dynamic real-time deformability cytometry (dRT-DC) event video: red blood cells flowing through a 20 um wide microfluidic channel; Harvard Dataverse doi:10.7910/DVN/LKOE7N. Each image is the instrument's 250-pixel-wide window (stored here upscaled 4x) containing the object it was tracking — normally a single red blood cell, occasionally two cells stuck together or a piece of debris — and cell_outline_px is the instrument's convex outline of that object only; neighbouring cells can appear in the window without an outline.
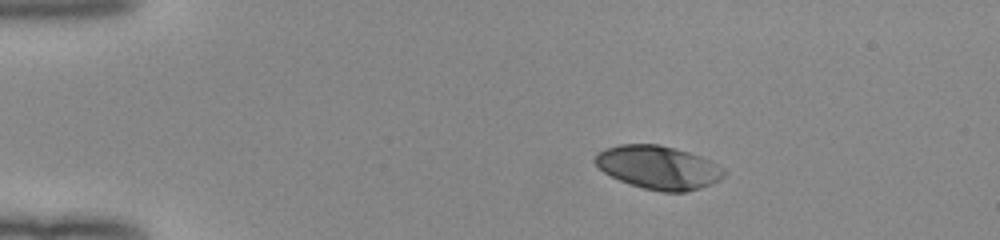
{"species": "human", "species_latin": "Homo sapiens", "temperature_condition": "room temperature", "stored_images_in_passage": 43, "camera_frame_rate_fps": 3000, "um_per_image_px": 0.085, "donor": {"sex": "female"}, "frame": {"image": 1, "passage_image": 1, "time_ms": 0.0, "image_size_px": [1000, 240], "cell_outline_px": [[728, 172], [720, 180], [712, 184], [700, 188], [684, 192], [660, 192], [644, 188], [620, 180], [604, 172], [592, 160], [604, 148], [620, 144], [660, 144], [676, 148], [700, 156], [724, 168]], "centroid_in_image_um": [55.99, 14.23], "position_along_channel_um": 29.0, "area_um2": 32.6}}
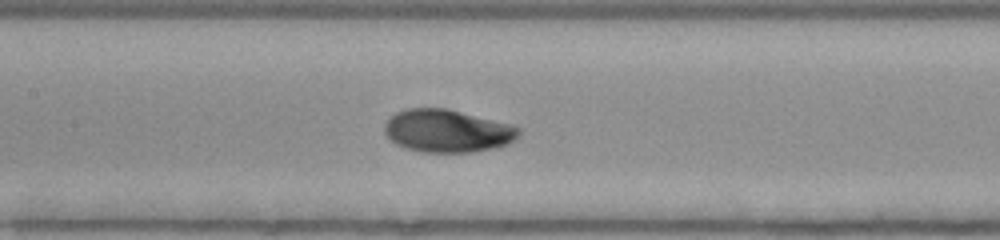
{"frame": {"image": 2, "passage_image": 17, "time_ms": 5.333, "image_size_px": [1000, 240], "cell_outline_px": [[520, 136], [516, 140], [508, 144], [492, 148], [472, 152], [420, 152], [404, 148], [396, 144], [384, 132], [384, 124], [396, 112], [408, 108], [448, 108], [512, 124], [520, 128]], "centroid_in_image_um": [38.05, 11.12], "position_along_channel_um": 169.4, "area_um2": 33.7}}
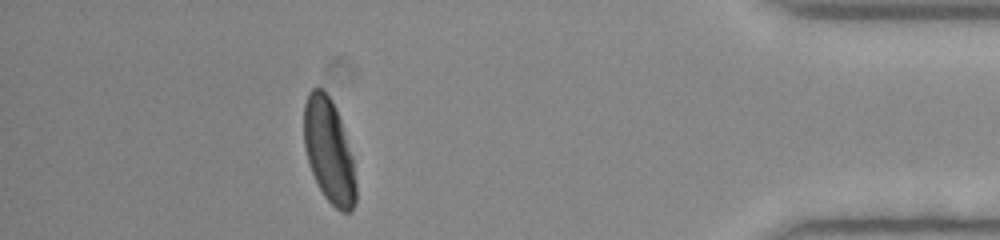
{"frame": {"image": 3, "passage_image": 38, "time_ms": 12.333, "image_size_px": [1000, 240], "cell_outline_px": [[356, 204], [348, 212], [340, 212], [324, 196], [312, 172], [308, 160], [304, 144], [304, 104], [308, 92], [312, 88], [320, 88], [332, 100], [336, 108], [352, 156], [356, 184]], "centroid_in_image_um": [27.96, 12.83], "position_along_channel_um": 407.2, "area_um2": 31.15}, "authors_computed_cell_mechanics": {"area_um2": 32.2524, "velocity_mm_per_s": 4.0077, "shape_relaxation_time_tau1_ms": 2.8988, "shape_relaxation_time_tau2_ms": null, "deformation_change_tau1": 0.1703, "deformation_change_tau2": null}}